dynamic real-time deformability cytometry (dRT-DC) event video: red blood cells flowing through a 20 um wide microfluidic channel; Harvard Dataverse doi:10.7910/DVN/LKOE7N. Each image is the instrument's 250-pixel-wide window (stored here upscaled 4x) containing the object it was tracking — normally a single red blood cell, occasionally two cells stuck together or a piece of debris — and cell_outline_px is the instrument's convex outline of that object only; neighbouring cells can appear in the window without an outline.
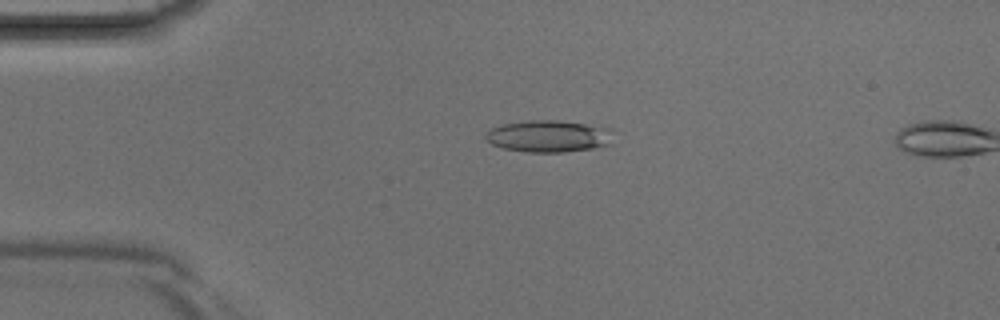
{"species": "Egyptian fruit bat (a non-hibernating species)", "species_latin": "Rousettus aegyptiacus", "temperature_condition": "room temperature", "stored_images_in_passage": 4, "camera_frame_rate_fps": 3000, "um_per_image_px": 0.085, "animal": {"sex": "male"}, "frame": {"image": 1, "passage_image": 3, "time_ms": 0.667, "image_size_px": [1000, 320], "cell_outline_px": [[612, 144], [592, 148], [564, 152], [528, 152], [504, 148], [492, 144], [484, 136], [492, 128], [504, 124], [528, 120], [556, 120], [612, 128]], "centroid_in_image_um": [46.67, 11.58], "position_along_channel_um": 38.3, "area_um2": 23.58}}